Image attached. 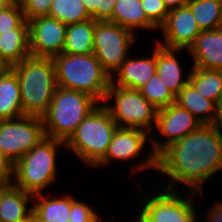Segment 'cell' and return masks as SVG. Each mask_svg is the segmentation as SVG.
I'll return each mask as SVG.
<instances>
[{
    "instance_id": "6da1fadb",
    "label": "cell",
    "mask_w": 222,
    "mask_h": 222,
    "mask_svg": "<svg viewBox=\"0 0 222 222\" xmlns=\"http://www.w3.org/2000/svg\"><path fill=\"white\" fill-rule=\"evenodd\" d=\"M221 170L222 139L210 124H203L157 156L156 172L159 171L160 179L167 176L166 185L162 182L164 187L179 190L175 184H185L190 188L185 194L197 192L202 195L205 182Z\"/></svg>"
},
{
    "instance_id": "7a4b0ae2",
    "label": "cell",
    "mask_w": 222,
    "mask_h": 222,
    "mask_svg": "<svg viewBox=\"0 0 222 222\" xmlns=\"http://www.w3.org/2000/svg\"><path fill=\"white\" fill-rule=\"evenodd\" d=\"M9 68L19 81L24 115L42 118L58 87L52 58L29 55Z\"/></svg>"
},
{
    "instance_id": "3957f363",
    "label": "cell",
    "mask_w": 222,
    "mask_h": 222,
    "mask_svg": "<svg viewBox=\"0 0 222 222\" xmlns=\"http://www.w3.org/2000/svg\"><path fill=\"white\" fill-rule=\"evenodd\" d=\"M58 87L81 91L104 103L111 76L95 55L61 53L52 58Z\"/></svg>"
},
{
    "instance_id": "277c9868",
    "label": "cell",
    "mask_w": 222,
    "mask_h": 222,
    "mask_svg": "<svg viewBox=\"0 0 222 222\" xmlns=\"http://www.w3.org/2000/svg\"><path fill=\"white\" fill-rule=\"evenodd\" d=\"M117 127L108 109L100 103L65 142V149L94 169L105 157Z\"/></svg>"
},
{
    "instance_id": "5b68a950",
    "label": "cell",
    "mask_w": 222,
    "mask_h": 222,
    "mask_svg": "<svg viewBox=\"0 0 222 222\" xmlns=\"http://www.w3.org/2000/svg\"><path fill=\"white\" fill-rule=\"evenodd\" d=\"M65 142L44 137L23 155L13 170V186L31 194L42 193L58 178L57 153Z\"/></svg>"
},
{
    "instance_id": "8992f818",
    "label": "cell",
    "mask_w": 222,
    "mask_h": 222,
    "mask_svg": "<svg viewBox=\"0 0 222 222\" xmlns=\"http://www.w3.org/2000/svg\"><path fill=\"white\" fill-rule=\"evenodd\" d=\"M99 104L87 93L57 87L49 109L42 117L45 137L66 142Z\"/></svg>"
},
{
    "instance_id": "52a82bcc",
    "label": "cell",
    "mask_w": 222,
    "mask_h": 222,
    "mask_svg": "<svg viewBox=\"0 0 222 222\" xmlns=\"http://www.w3.org/2000/svg\"><path fill=\"white\" fill-rule=\"evenodd\" d=\"M203 123L193 116L187 109L182 108L175 102L167 107L161 108L157 111L155 129L160 134V139L158 137H152L151 135V151L147 150L148 157H144L139 160H135L131 171H141L157 170V156L170 144L179 141L185 136L189 135L191 132L198 130ZM156 138V139H155ZM138 164H135L137 163ZM135 166V167H134ZM137 166V167H136Z\"/></svg>"
},
{
    "instance_id": "ba28073f",
    "label": "cell",
    "mask_w": 222,
    "mask_h": 222,
    "mask_svg": "<svg viewBox=\"0 0 222 222\" xmlns=\"http://www.w3.org/2000/svg\"><path fill=\"white\" fill-rule=\"evenodd\" d=\"M155 188L153 193L149 192L151 195L143 191L147 195L144 193L143 199L139 198L141 205L136 204L137 217L134 214L136 222H194L198 218L192 201L195 200L193 197H196L194 194L199 193L190 192L184 197L178 190L169 189L163 185L158 186V190L157 186Z\"/></svg>"
},
{
    "instance_id": "9c48e42d",
    "label": "cell",
    "mask_w": 222,
    "mask_h": 222,
    "mask_svg": "<svg viewBox=\"0 0 222 222\" xmlns=\"http://www.w3.org/2000/svg\"><path fill=\"white\" fill-rule=\"evenodd\" d=\"M112 98L115 103L108 104ZM103 105L118 127L140 129L151 135L155 133L153 128L158 109L139 90L122 88L110 83Z\"/></svg>"
},
{
    "instance_id": "30bf717a",
    "label": "cell",
    "mask_w": 222,
    "mask_h": 222,
    "mask_svg": "<svg viewBox=\"0 0 222 222\" xmlns=\"http://www.w3.org/2000/svg\"><path fill=\"white\" fill-rule=\"evenodd\" d=\"M136 35L115 23L96 21L93 54L110 76L128 58L129 49L137 42Z\"/></svg>"
},
{
    "instance_id": "8fae6325",
    "label": "cell",
    "mask_w": 222,
    "mask_h": 222,
    "mask_svg": "<svg viewBox=\"0 0 222 222\" xmlns=\"http://www.w3.org/2000/svg\"><path fill=\"white\" fill-rule=\"evenodd\" d=\"M45 137L43 119L23 115L0 120V153L15 164Z\"/></svg>"
},
{
    "instance_id": "7c38bea8",
    "label": "cell",
    "mask_w": 222,
    "mask_h": 222,
    "mask_svg": "<svg viewBox=\"0 0 222 222\" xmlns=\"http://www.w3.org/2000/svg\"><path fill=\"white\" fill-rule=\"evenodd\" d=\"M28 22L30 56L53 58L62 53L67 24L49 16Z\"/></svg>"
},
{
    "instance_id": "4fadbf2b",
    "label": "cell",
    "mask_w": 222,
    "mask_h": 222,
    "mask_svg": "<svg viewBox=\"0 0 222 222\" xmlns=\"http://www.w3.org/2000/svg\"><path fill=\"white\" fill-rule=\"evenodd\" d=\"M163 40L157 44L168 49H186L193 45L201 32L191 9L186 5L169 10L164 24L159 28Z\"/></svg>"
},
{
    "instance_id": "5bb4252c",
    "label": "cell",
    "mask_w": 222,
    "mask_h": 222,
    "mask_svg": "<svg viewBox=\"0 0 222 222\" xmlns=\"http://www.w3.org/2000/svg\"><path fill=\"white\" fill-rule=\"evenodd\" d=\"M151 141V134L135 128L117 127L115 130L111 142L108 147V151L105 157L94 167L108 166L113 160L120 161H132L136 157H144L143 150L147 146V142Z\"/></svg>"
},
{
    "instance_id": "9a60e30c",
    "label": "cell",
    "mask_w": 222,
    "mask_h": 222,
    "mask_svg": "<svg viewBox=\"0 0 222 222\" xmlns=\"http://www.w3.org/2000/svg\"><path fill=\"white\" fill-rule=\"evenodd\" d=\"M156 73V43L150 56L132 58L120 65L111 76V84L122 88L140 89Z\"/></svg>"
},
{
    "instance_id": "2e32d148",
    "label": "cell",
    "mask_w": 222,
    "mask_h": 222,
    "mask_svg": "<svg viewBox=\"0 0 222 222\" xmlns=\"http://www.w3.org/2000/svg\"><path fill=\"white\" fill-rule=\"evenodd\" d=\"M188 52L193 58L192 67L222 70V27L201 30Z\"/></svg>"
},
{
    "instance_id": "e0dca14e",
    "label": "cell",
    "mask_w": 222,
    "mask_h": 222,
    "mask_svg": "<svg viewBox=\"0 0 222 222\" xmlns=\"http://www.w3.org/2000/svg\"><path fill=\"white\" fill-rule=\"evenodd\" d=\"M181 51L184 50L168 49L156 43V72L174 96L189 82L191 74L190 70L183 76L182 63L178 60Z\"/></svg>"
},
{
    "instance_id": "ac0fdd59",
    "label": "cell",
    "mask_w": 222,
    "mask_h": 222,
    "mask_svg": "<svg viewBox=\"0 0 222 222\" xmlns=\"http://www.w3.org/2000/svg\"><path fill=\"white\" fill-rule=\"evenodd\" d=\"M57 196V197H56ZM48 196L42 193L34 194L31 203L33 207L32 222H68L70 215L71 201L73 196L64 194ZM37 199V200H36Z\"/></svg>"
},
{
    "instance_id": "d6986e66",
    "label": "cell",
    "mask_w": 222,
    "mask_h": 222,
    "mask_svg": "<svg viewBox=\"0 0 222 222\" xmlns=\"http://www.w3.org/2000/svg\"><path fill=\"white\" fill-rule=\"evenodd\" d=\"M29 55V22L25 19L12 32L0 34V59L11 67Z\"/></svg>"
},
{
    "instance_id": "ffe728a7",
    "label": "cell",
    "mask_w": 222,
    "mask_h": 222,
    "mask_svg": "<svg viewBox=\"0 0 222 222\" xmlns=\"http://www.w3.org/2000/svg\"><path fill=\"white\" fill-rule=\"evenodd\" d=\"M33 194L11 186L0 202V222H32Z\"/></svg>"
},
{
    "instance_id": "44dd1931",
    "label": "cell",
    "mask_w": 222,
    "mask_h": 222,
    "mask_svg": "<svg viewBox=\"0 0 222 222\" xmlns=\"http://www.w3.org/2000/svg\"><path fill=\"white\" fill-rule=\"evenodd\" d=\"M109 22L127 28L134 34L137 28L158 31V28L147 18L140 0H116Z\"/></svg>"
},
{
    "instance_id": "7402d4cb",
    "label": "cell",
    "mask_w": 222,
    "mask_h": 222,
    "mask_svg": "<svg viewBox=\"0 0 222 222\" xmlns=\"http://www.w3.org/2000/svg\"><path fill=\"white\" fill-rule=\"evenodd\" d=\"M24 115L20 85L16 74L8 67L0 74V120Z\"/></svg>"
},
{
    "instance_id": "603a6c76",
    "label": "cell",
    "mask_w": 222,
    "mask_h": 222,
    "mask_svg": "<svg viewBox=\"0 0 222 222\" xmlns=\"http://www.w3.org/2000/svg\"><path fill=\"white\" fill-rule=\"evenodd\" d=\"M95 24L94 19L67 24L62 53L92 54Z\"/></svg>"
},
{
    "instance_id": "cb8c5ba5",
    "label": "cell",
    "mask_w": 222,
    "mask_h": 222,
    "mask_svg": "<svg viewBox=\"0 0 222 222\" xmlns=\"http://www.w3.org/2000/svg\"><path fill=\"white\" fill-rule=\"evenodd\" d=\"M175 103L187 109L203 124H211L215 118L217 105L201 96L190 82L175 96Z\"/></svg>"
},
{
    "instance_id": "d4e9b609",
    "label": "cell",
    "mask_w": 222,
    "mask_h": 222,
    "mask_svg": "<svg viewBox=\"0 0 222 222\" xmlns=\"http://www.w3.org/2000/svg\"><path fill=\"white\" fill-rule=\"evenodd\" d=\"M189 82L196 91L216 105L222 102V70L191 66Z\"/></svg>"
},
{
    "instance_id": "484cf974",
    "label": "cell",
    "mask_w": 222,
    "mask_h": 222,
    "mask_svg": "<svg viewBox=\"0 0 222 222\" xmlns=\"http://www.w3.org/2000/svg\"><path fill=\"white\" fill-rule=\"evenodd\" d=\"M187 6L201 30L222 27V0H189Z\"/></svg>"
},
{
    "instance_id": "4316f807",
    "label": "cell",
    "mask_w": 222,
    "mask_h": 222,
    "mask_svg": "<svg viewBox=\"0 0 222 222\" xmlns=\"http://www.w3.org/2000/svg\"><path fill=\"white\" fill-rule=\"evenodd\" d=\"M48 16L65 24L92 19L81 0H53Z\"/></svg>"
},
{
    "instance_id": "83f0119b",
    "label": "cell",
    "mask_w": 222,
    "mask_h": 222,
    "mask_svg": "<svg viewBox=\"0 0 222 222\" xmlns=\"http://www.w3.org/2000/svg\"><path fill=\"white\" fill-rule=\"evenodd\" d=\"M138 90L158 110L175 102V96L168 90L157 72Z\"/></svg>"
},
{
    "instance_id": "f1b7e54d",
    "label": "cell",
    "mask_w": 222,
    "mask_h": 222,
    "mask_svg": "<svg viewBox=\"0 0 222 222\" xmlns=\"http://www.w3.org/2000/svg\"><path fill=\"white\" fill-rule=\"evenodd\" d=\"M24 20V12L19 1H13L0 10V34L12 32V29L17 28Z\"/></svg>"
},
{
    "instance_id": "f546056e",
    "label": "cell",
    "mask_w": 222,
    "mask_h": 222,
    "mask_svg": "<svg viewBox=\"0 0 222 222\" xmlns=\"http://www.w3.org/2000/svg\"><path fill=\"white\" fill-rule=\"evenodd\" d=\"M147 18L159 29L168 16L169 10L163 0H140Z\"/></svg>"
},
{
    "instance_id": "4dcf8cb0",
    "label": "cell",
    "mask_w": 222,
    "mask_h": 222,
    "mask_svg": "<svg viewBox=\"0 0 222 222\" xmlns=\"http://www.w3.org/2000/svg\"><path fill=\"white\" fill-rule=\"evenodd\" d=\"M100 217L91 205L79 201V199L76 200L75 198L71 201L69 221L101 222Z\"/></svg>"
},
{
    "instance_id": "1f68e13d",
    "label": "cell",
    "mask_w": 222,
    "mask_h": 222,
    "mask_svg": "<svg viewBox=\"0 0 222 222\" xmlns=\"http://www.w3.org/2000/svg\"><path fill=\"white\" fill-rule=\"evenodd\" d=\"M53 0H20V6L27 21L40 16H48Z\"/></svg>"
},
{
    "instance_id": "d6a6232c",
    "label": "cell",
    "mask_w": 222,
    "mask_h": 222,
    "mask_svg": "<svg viewBox=\"0 0 222 222\" xmlns=\"http://www.w3.org/2000/svg\"><path fill=\"white\" fill-rule=\"evenodd\" d=\"M116 0H95V21H109Z\"/></svg>"
},
{
    "instance_id": "836d02e7",
    "label": "cell",
    "mask_w": 222,
    "mask_h": 222,
    "mask_svg": "<svg viewBox=\"0 0 222 222\" xmlns=\"http://www.w3.org/2000/svg\"><path fill=\"white\" fill-rule=\"evenodd\" d=\"M14 164L0 153V185H13Z\"/></svg>"
},
{
    "instance_id": "e575fe53",
    "label": "cell",
    "mask_w": 222,
    "mask_h": 222,
    "mask_svg": "<svg viewBox=\"0 0 222 222\" xmlns=\"http://www.w3.org/2000/svg\"><path fill=\"white\" fill-rule=\"evenodd\" d=\"M213 207L207 211L206 222H222V202H214Z\"/></svg>"
},
{
    "instance_id": "d590c367",
    "label": "cell",
    "mask_w": 222,
    "mask_h": 222,
    "mask_svg": "<svg viewBox=\"0 0 222 222\" xmlns=\"http://www.w3.org/2000/svg\"><path fill=\"white\" fill-rule=\"evenodd\" d=\"M218 136L222 139V102L217 105L215 118L210 124Z\"/></svg>"
},
{
    "instance_id": "8d00e7d4",
    "label": "cell",
    "mask_w": 222,
    "mask_h": 222,
    "mask_svg": "<svg viewBox=\"0 0 222 222\" xmlns=\"http://www.w3.org/2000/svg\"><path fill=\"white\" fill-rule=\"evenodd\" d=\"M168 10L186 6L189 0H163Z\"/></svg>"
},
{
    "instance_id": "74e56055",
    "label": "cell",
    "mask_w": 222,
    "mask_h": 222,
    "mask_svg": "<svg viewBox=\"0 0 222 222\" xmlns=\"http://www.w3.org/2000/svg\"><path fill=\"white\" fill-rule=\"evenodd\" d=\"M87 12L92 16V19L95 20V0H81Z\"/></svg>"
},
{
    "instance_id": "f35d334b",
    "label": "cell",
    "mask_w": 222,
    "mask_h": 222,
    "mask_svg": "<svg viewBox=\"0 0 222 222\" xmlns=\"http://www.w3.org/2000/svg\"><path fill=\"white\" fill-rule=\"evenodd\" d=\"M13 185H0V202L4 193Z\"/></svg>"
},
{
    "instance_id": "ab89813d",
    "label": "cell",
    "mask_w": 222,
    "mask_h": 222,
    "mask_svg": "<svg viewBox=\"0 0 222 222\" xmlns=\"http://www.w3.org/2000/svg\"><path fill=\"white\" fill-rule=\"evenodd\" d=\"M12 2H13V0H0V10L6 8Z\"/></svg>"
},
{
    "instance_id": "60d3db41",
    "label": "cell",
    "mask_w": 222,
    "mask_h": 222,
    "mask_svg": "<svg viewBox=\"0 0 222 222\" xmlns=\"http://www.w3.org/2000/svg\"><path fill=\"white\" fill-rule=\"evenodd\" d=\"M8 67L5 63L0 59V74L3 73Z\"/></svg>"
}]
</instances>
